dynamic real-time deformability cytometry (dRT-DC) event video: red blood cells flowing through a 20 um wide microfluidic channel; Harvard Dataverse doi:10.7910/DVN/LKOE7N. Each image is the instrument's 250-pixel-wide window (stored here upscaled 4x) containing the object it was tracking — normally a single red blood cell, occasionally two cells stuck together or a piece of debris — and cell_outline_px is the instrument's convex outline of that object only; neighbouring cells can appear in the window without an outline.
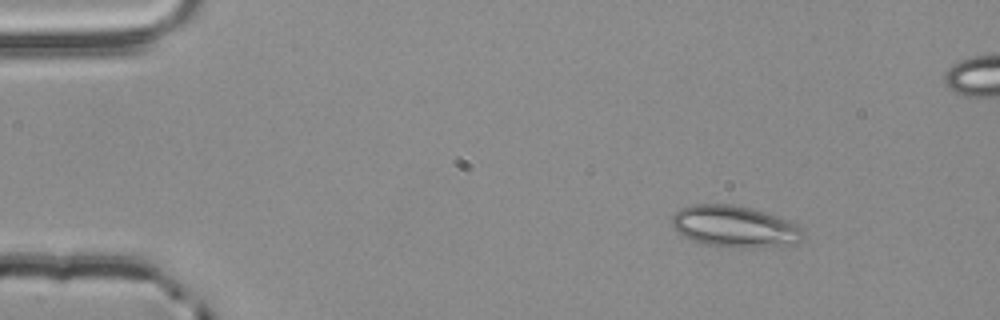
{"species": "common noctule bat (a hibernating species)", "species_latin": "Nyctalus noctula", "temperature_condition": "room temperature", "stored_images_in_passage": 3, "camera_frame_rate_fps": 3000, "um_per_image_px": 0.085, "animal": {"sex": "male", "body_mass_g": 20.4}, "frame": {"image": 1, "passage_image": 1, "time_ms": 0.0, "image_size_px": [1000, 320], "cell_outline_px": [[804, 240], [796, 244], [740, 248], [704, 244], [692, 240], [684, 236], [672, 224], [672, 216], [680, 208], [692, 204], [732, 204], [752, 208], [780, 216], [804, 228]], "centroid_in_image_um": [62.51, 19.24], "position_along_channel_um": 22.5, "area_um2": 31.96}}